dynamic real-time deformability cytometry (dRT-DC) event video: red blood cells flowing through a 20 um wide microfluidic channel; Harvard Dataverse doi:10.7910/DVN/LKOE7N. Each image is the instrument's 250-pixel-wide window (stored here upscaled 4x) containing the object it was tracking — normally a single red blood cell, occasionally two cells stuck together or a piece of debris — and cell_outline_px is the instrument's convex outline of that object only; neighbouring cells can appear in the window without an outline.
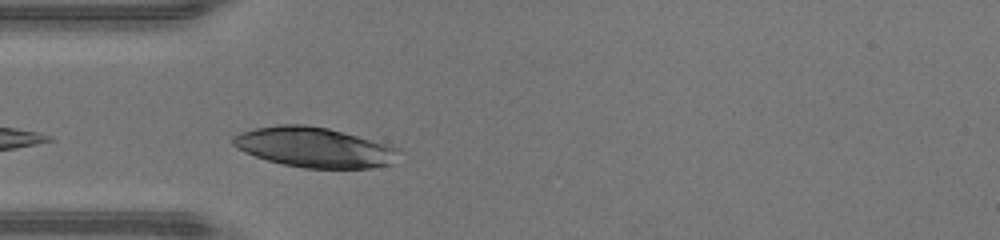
{"species": "human", "species_latin": "Homo sapiens", "temperature_condition": "warm", "stored_images_in_passage": 25, "camera_frame_rate_fps": 3000, "um_per_image_px": 0.085, "donor": {"sex": "male"}, "frame": {"image": 1, "passage_image": 1, "time_ms": 0.0, "image_size_px": [1000, 240], "cell_outline_px": [[400, 152], [392, 164], [372, 168], [304, 168], [284, 164], [268, 160], [244, 152], [236, 148], [232, 144], [232, 136], [240, 132], [256, 128], [280, 124], [304, 124], [328, 128], [344, 132], [400, 148]], "centroid_in_image_um": [26.71, 12.52], "position_along_channel_um": 58.3, "area_um2": 38.67}}
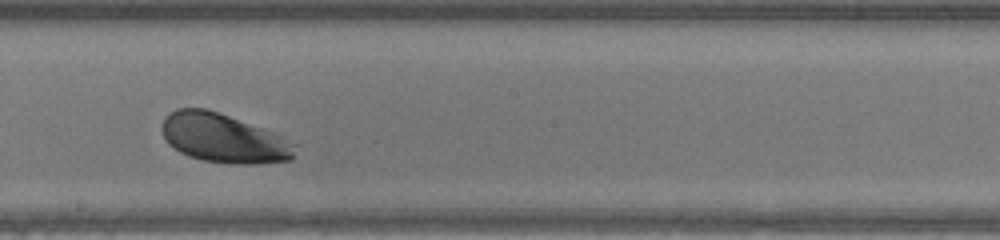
{"frame": {"image": 2, "passage_image": 13, "time_ms": 4.0, "image_size_px": [1000, 240], "cell_outline_px": [[296, 144], [292, 160], [256, 164], [232, 164], [204, 160], [188, 156], [180, 152], [168, 144], [160, 128], [164, 116], [168, 112], [176, 108], [208, 108], [272, 132]], "centroid_in_image_um": [18.95, 11.74], "position_along_channel_um": 229.3, "area_um2": 38.03}}
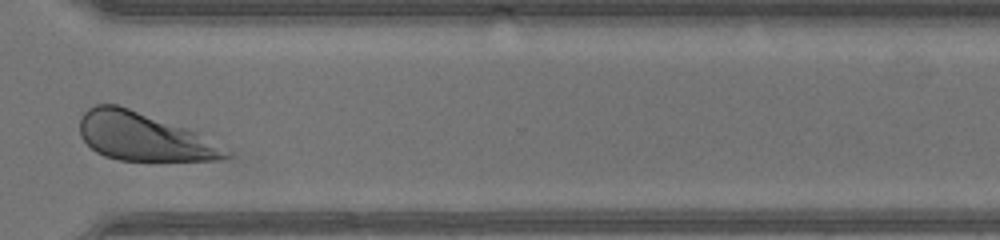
{"frame": {"image": 3, "passage_image": 22, "time_ms": 7.0, "image_size_px": [1000, 240], "cell_outline_px": [[232, 156], [220, 160], [120, 160], [104, 156], [96, 152], [80, 136], [80, 116], [88, 108], [96, 104], [116, 104], [188, 128], [196, 132], [232, 152]], "centroid_in_image_um": [12.2, 11.62], "position_along_channel_um": 358.4, "area_um2": 40.69}, "authors_computed_cell_mechanics": {"area_um2": 38.8994, "velocity_mm_per_s": 4.3161, "shape_relaxation_time_tau1_ms": 1.1772, "shape_relaxation_time_tau2_ms": null, "deformation_change_tau1": 0.1262, "deformation_change_tau2": null}}